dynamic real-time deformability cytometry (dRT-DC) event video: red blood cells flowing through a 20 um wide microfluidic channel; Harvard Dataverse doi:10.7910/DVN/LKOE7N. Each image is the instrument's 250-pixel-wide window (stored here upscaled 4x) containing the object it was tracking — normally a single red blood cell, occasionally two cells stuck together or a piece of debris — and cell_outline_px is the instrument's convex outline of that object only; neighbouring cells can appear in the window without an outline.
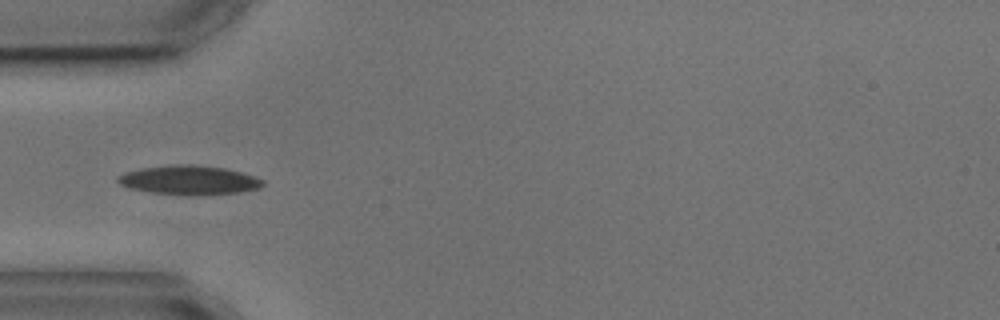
{"species": "common noctule bat (a hibernating species)", "species_latin": "Nyctalus noctula", "temperature_condition": "cold", "stored_images_in_passage": 5, "camera_frame_rate_fps": 3000, "um_per_image_px": 0.085, "animal": {"sex": "male", "body_mass_g": 17.9, "forearm_length_mm": 54.2}, "frame": {"image": 1, "passage_image": 4, "time_ms": 4.0, "image_size_px": [1000, 320], "cell_outline_px": [[264, 184], [260, 188], [236, 192], [196, 196], [184, 196], [152, 192], [128, 188], [120, 184], [116, 180], [116, 176], [124, 172], [140, 168], [176, 164], [192, 164], [224, 168], [240, 172], [264, 180]], "centroid_in_image_um": [16.02, 15.31], "position_along_channel_um": 69.0, "area_um2": 24.8}}